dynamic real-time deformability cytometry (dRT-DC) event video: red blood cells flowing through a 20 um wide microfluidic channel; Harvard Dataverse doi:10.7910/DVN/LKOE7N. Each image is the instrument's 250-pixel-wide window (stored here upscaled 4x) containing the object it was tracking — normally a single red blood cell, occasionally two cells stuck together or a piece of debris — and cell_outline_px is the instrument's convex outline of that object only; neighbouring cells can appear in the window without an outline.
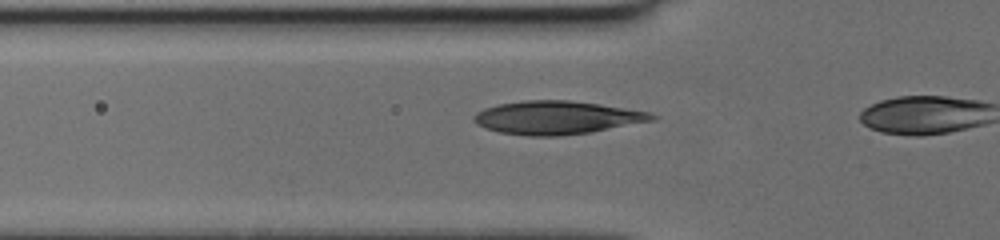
{"species": "human", "species_latin": "Homo sapiens", "temperature_condition": "cold", "stored_images_in_passage": 11, "camera_frame_rate_fps": 3000, "um_per_image_px": 0.085, "donor": {"sex": "female"}, "frame": {"image": 1, "passage_image": 10, "time_ms": 3.0, "image_size_px": [1000, 240], "cell_outline_px": [[656, 116], [652, 120], [592, 132], [560, 136], [528, 136], [500, 132], [476, 124], [472, 120], [472, 116], [476, 112], [484, 108], [500, 104], [524, 100], [568, 100], [600, 104], [648, 112]], "centroid_in_image_um": [47.27, 10.0], "position_along_channel_um": 78.5, "area_um2": 34.28}}